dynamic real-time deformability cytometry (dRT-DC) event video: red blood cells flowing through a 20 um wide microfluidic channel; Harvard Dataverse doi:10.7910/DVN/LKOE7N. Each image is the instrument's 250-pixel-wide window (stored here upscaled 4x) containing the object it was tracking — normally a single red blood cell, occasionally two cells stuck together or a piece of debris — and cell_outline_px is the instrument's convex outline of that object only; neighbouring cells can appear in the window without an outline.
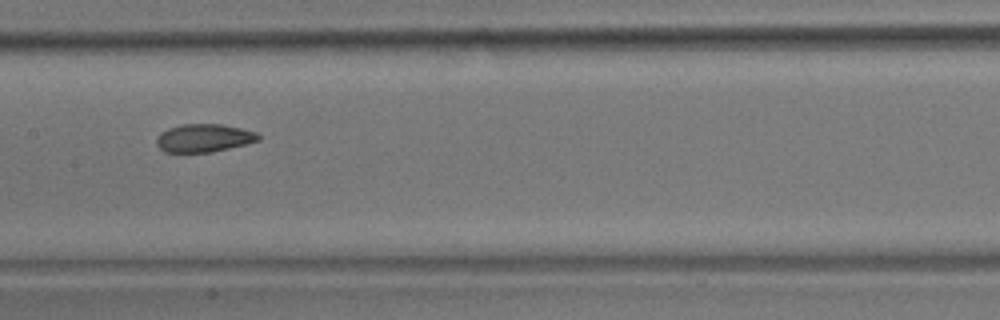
{"species": "common noctule bat (a hibernating species)", "species_latin": "Nyctalus noctula", "temperature_condition": "room temperature", "stored_images_in_passage": 14, "camera_frame_rate_fps": 3000, "um_per_image_px": 0.085, "animal": {"sex": "male", "body_mass_g": 17.9}, "frame": {"image": 1, "passage_image": 7, "time_ms": 2.0, "image_size_px": [1000, 320], "cell_outline_px": [[260, 140], [212, 152], [164, 152], [156, 144], [156, 140], [160, 132], [168, 128], [184, 124], [224, 124], [256, 132], [260, 136]], "centroid_in_image_um": [17.31, 11.73], "position_along_channel_um": 190.1, "area_um2": 16.59}}
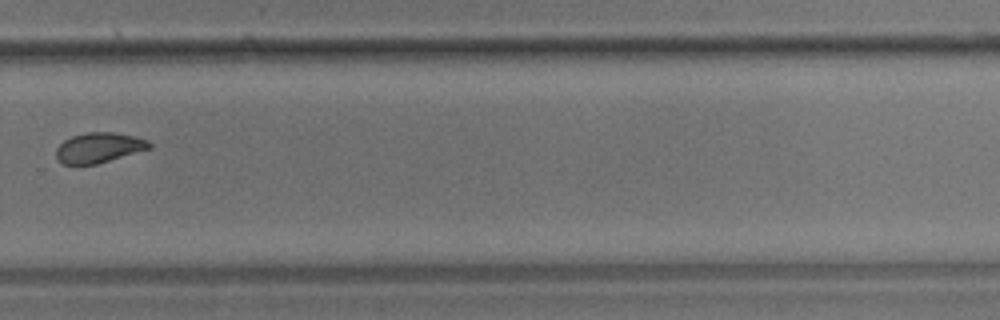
{"frame": {"image": 2, "passage_image": 10, "time_ms": 3.0, "image_size_px": [1000, 320], "cell_outline_px": [[152, 148], [96, 164], [64, 164], [56, 156], [56, 148], [64, 140], [72, 136], [88, 132], [116, 132], [148, 140], [152, 144]], "centroid_in_image_um": [8.43, 12.54], "position_along_channel_um": 321.4, "area_um2": 16.24}}